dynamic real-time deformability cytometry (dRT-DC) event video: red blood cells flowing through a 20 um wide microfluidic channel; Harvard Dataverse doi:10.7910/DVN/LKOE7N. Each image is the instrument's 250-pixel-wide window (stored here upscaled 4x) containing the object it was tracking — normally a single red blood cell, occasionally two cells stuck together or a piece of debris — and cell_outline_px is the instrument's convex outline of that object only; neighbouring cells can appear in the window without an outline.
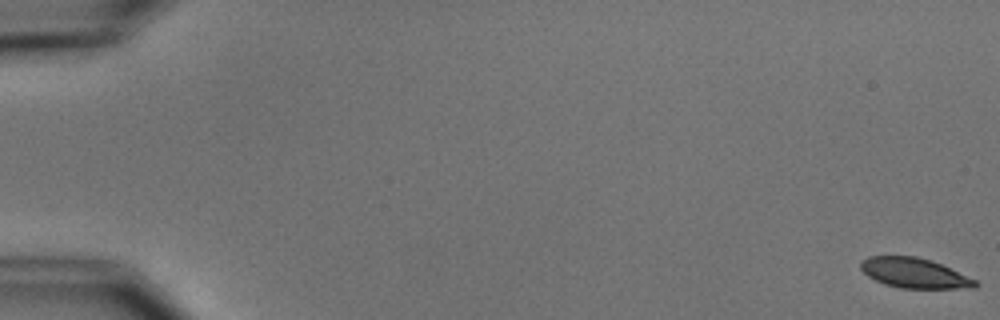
{"species": "common noctule bat (a hibernating species)", "species_latin": "Nyctalus noctula", "temperature_condition": "cold", "stored_images_in_passage": 7, "camera_frame_rate_fps": 3000, "um_per_image_px": 0.085, "animal": {"sex": "male", "body_mass_g": 15.6}, "frame": {"image": 1, "passage_image": 1, "time_ms": 0.0, "image_size_px": [1000, 320], "cell_outline_px": [[980, 284], [976, 288], [900, 288], [884, 284], [868, 276], [860, 268], [860, 260], [868, 256], [916, 256], [932, 260], [976, 280]], "centroid_in_image_um": [77.71, 23.2], "position_along_channel_um": 7.3, "area_um2": 20.06}}
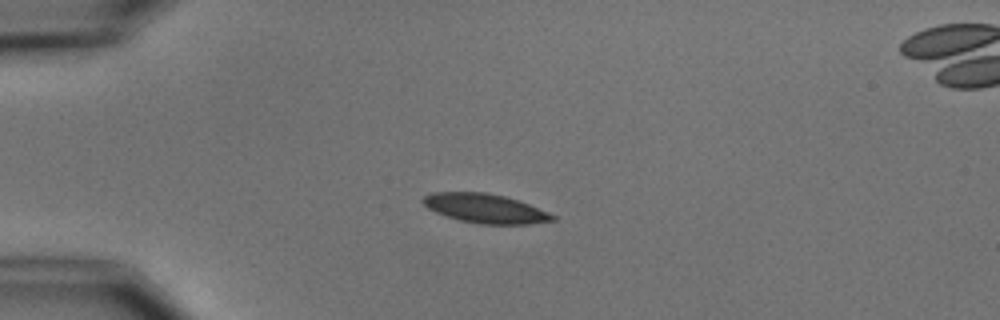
{"frame": {"image": 2, "passage_image": 5, "time_ms": 4.667, "image_size_px": [1000, 320], "cell_outline_px": [[556, 220], [532, 224], [480, 224], [460, 220], [436, 212], [428, 208], [420, 200], [424, 196], [432, 192], [484, 192], [504, 196], [528, 204], [548, 212], [556, 216]], "centroid_in_image_um": [41.24, 17.72], "position_along_channel_um": 43.8, "area_um2": 21.91}}